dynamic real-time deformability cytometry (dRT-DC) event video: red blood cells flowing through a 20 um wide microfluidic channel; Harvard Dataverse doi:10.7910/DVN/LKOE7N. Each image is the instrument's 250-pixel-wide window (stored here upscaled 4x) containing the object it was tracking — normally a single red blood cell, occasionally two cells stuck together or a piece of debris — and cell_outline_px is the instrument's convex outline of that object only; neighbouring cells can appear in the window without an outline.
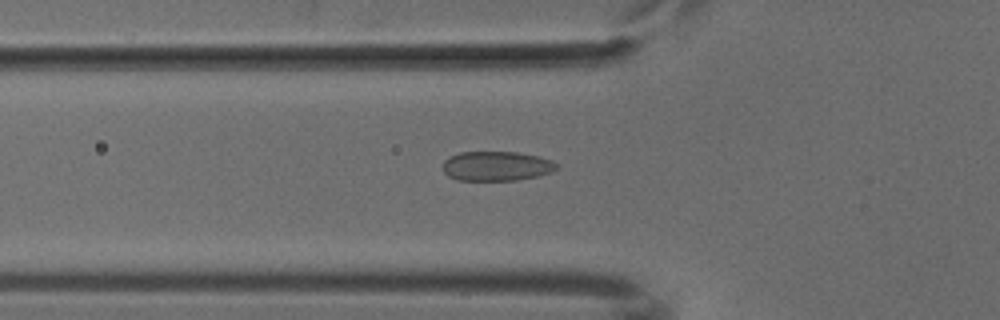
{"species": "common noctule bat (a hibernating species)", "species_latin": "Nyctalus noctula", "temperature_condition": "cold", "stored_images_in_passage": 37, "camera_frame_rate_fps": 3000, "um_per_image_px": 0.085, "animal": {"sex": "male", "body_mass_g": 18.8}, "frame": {"image": 1, "passage_image": 3, "time_ms": 0.667, "image_size_px": [1000, 320], "cell_outline_px": [[556, 168], [552, 172], [536, 176], [516, 180], [456, 180], [448, 176], [444, 172], [444, 160], [460, 152], [516, 152], [540, 156], [552, 160], [556, 164]], "centroid_in_image_um": [42.2, 14.11], "position_along_channel_um": 83.6, "area_um2": 19.48}}
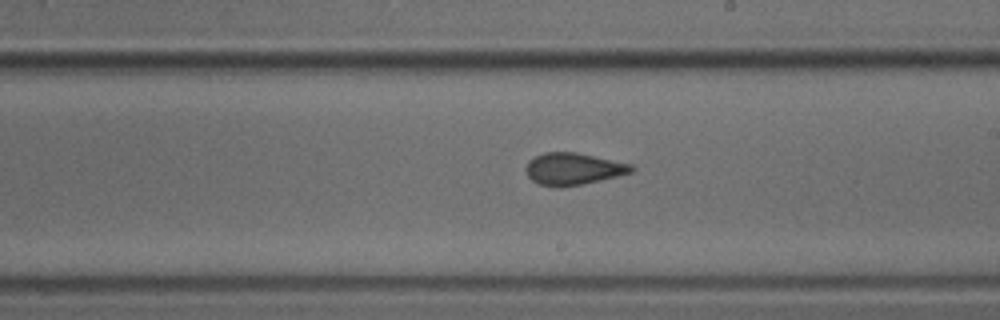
{"frame": {"image": 2, "passage_image": 15, "time_ms": 4.667, "image_size_px": [1000, 320], "cell_outline_px": [[636, 168], [632, 172], [600, 180], [580, 184], [556, 188], [540, 184], [532, 180], [528, 176], [528, 160], [544, 152], [576, 152], [632, 164]], "centroid_in_image_um": [48.74, 14.35], "position_along_channel_um": 240.3, "area_um2": 19.42}}
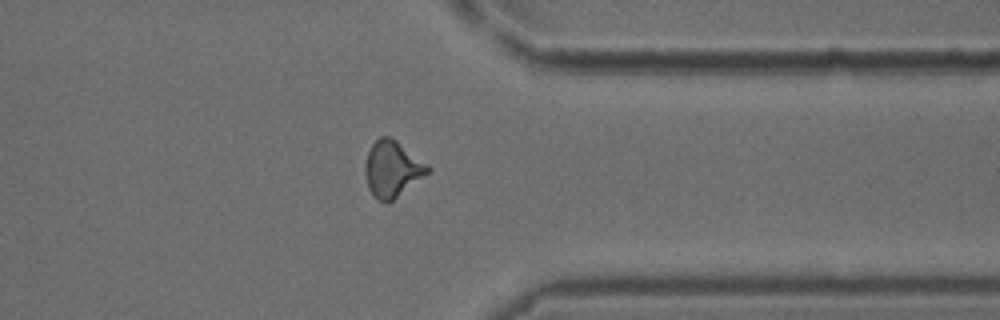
{"frame": {"image": 3, "passage_image": 26, "time_ms": 8.333, "image_size_px": [1000, 320], "cell_outline_px": [[432, 172], [388, 204], [384, 204], [376, 200], [368, 188], [364, 172], [364, 164], [368, 152], [372, 144], [380, 136], [388, 136], [396, 140], [428, 164], [432, 168]], "centroid_in_image_um": [33.36, 14.4], "position_along_channel_um": 378.0, "area_um2": 21.04}}